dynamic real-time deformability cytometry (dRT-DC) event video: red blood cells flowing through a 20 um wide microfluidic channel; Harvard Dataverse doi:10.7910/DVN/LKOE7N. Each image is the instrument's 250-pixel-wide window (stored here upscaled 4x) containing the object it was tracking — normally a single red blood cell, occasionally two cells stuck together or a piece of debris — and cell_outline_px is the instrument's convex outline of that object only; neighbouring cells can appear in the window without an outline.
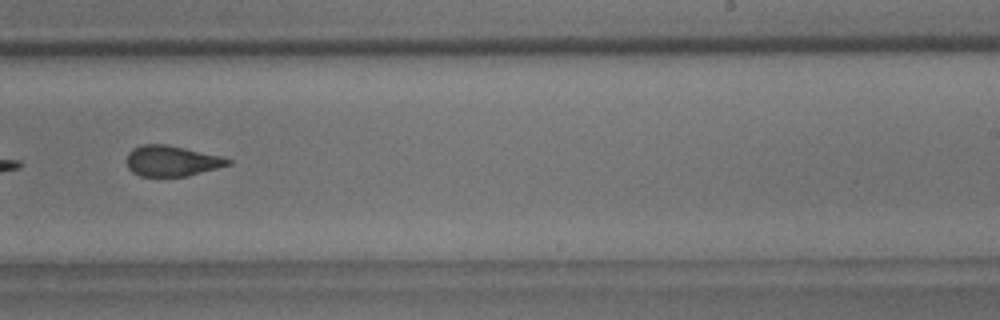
{"species": "common noctule bat (a hibernating species)", "species_latin": "Nyctalus noctula", "temperature_condition": "room temperature", "stored_images_in_passage": 10, "camera_frame_rate_fps": 3000, "um_per_image_px": 0.085, "animal": {"sex": "male", "body_mass_g": 18.8}, "frame": {"image": 1, "passage_image": 10, "time_ms": 10.333, "image_size_px": [1000, 320], "cell_outline_px": [[232, 164], [188, 176], [140, 176], [132, 172], [128, 168], [128, 152], [132, 148], [144, 144], [168, 144], [220, 156], [232, 160]], "centroid_in_image_um": [14.6, 13.67], "position_along_channel_um": 274.4, "area_um2": 18.03}}